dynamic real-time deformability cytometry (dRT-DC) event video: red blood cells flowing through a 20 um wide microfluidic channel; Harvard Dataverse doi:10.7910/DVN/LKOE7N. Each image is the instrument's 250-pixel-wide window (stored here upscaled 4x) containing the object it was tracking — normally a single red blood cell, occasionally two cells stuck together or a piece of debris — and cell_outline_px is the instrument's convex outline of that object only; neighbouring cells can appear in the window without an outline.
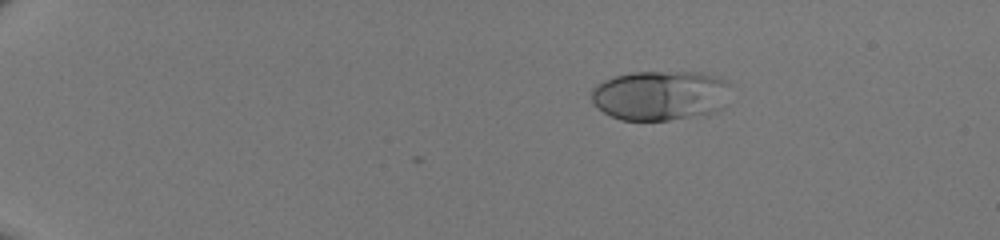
{"species": "human", "species_latin": "Homo sapiens", "temperature_condition": "room temperature", "stored_images_in_passage": 41, "camera_frame_rate_fps": 3000, "um_per_image_px": 0.085, "donor": {"sex": "male"}, "frame": {"image": 1, "passage_image": 1, "time_ms": 0.0, "image_size_px": [1000, 240], "cell_outline_px": [[728, 84], [724, 108], [708, 116], [668, 120], [620, 120], [604, 112], [592, 100], [592, 88], [596, 84], [604, 80], [616, 76], [632, 72], [704, 72], [716, 76], [724, 80]], "centroid_in_image_um": [56.16, 8.12], "position_along_channel_um": 28.8, "area_um2": 40.75}}
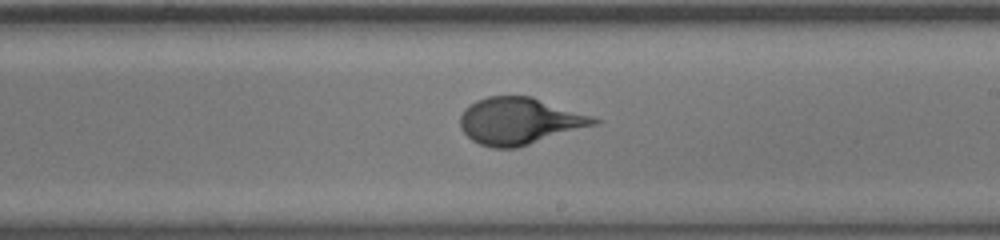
{"frame": {"image": 2, "passage_image": 24, "time_ms": 7.667, "image_size_px": [1000, 240], "cell_outline_px": [[600, 124], [516, 148], [492, 148], [480, 144], [472, 140], [460, 128], [460, 116], [464, 108], [468, 104], [476, 100], [488, 96], [532, 96], [592, 116], [600, 120]], "centroid_in_image_um": [44.15, 10.29], "position_along_channel_um": 244.8, "area_um2": 36.7}}
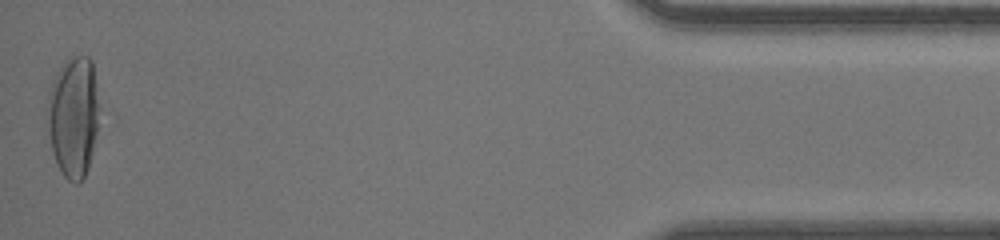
{"frame": {"image": 3, "passage_image": 41, "time_ms": 13.333, "image_size_px": [1000, 240], "cell_outline_px": [[100, 108], [96, 132], [92, 152], [88, 168], [80, 184], [76, 184], [68, 180], [64, 176], [52, 152], [48, 128], [48, 116], [52, 84], [64, 60], [68, 56], [88, 56], [92, 60]], "centroid_in_image_um": [6.28, 9.91], "position_along_channel_um": 428.9, "area_um2": 36.18}}